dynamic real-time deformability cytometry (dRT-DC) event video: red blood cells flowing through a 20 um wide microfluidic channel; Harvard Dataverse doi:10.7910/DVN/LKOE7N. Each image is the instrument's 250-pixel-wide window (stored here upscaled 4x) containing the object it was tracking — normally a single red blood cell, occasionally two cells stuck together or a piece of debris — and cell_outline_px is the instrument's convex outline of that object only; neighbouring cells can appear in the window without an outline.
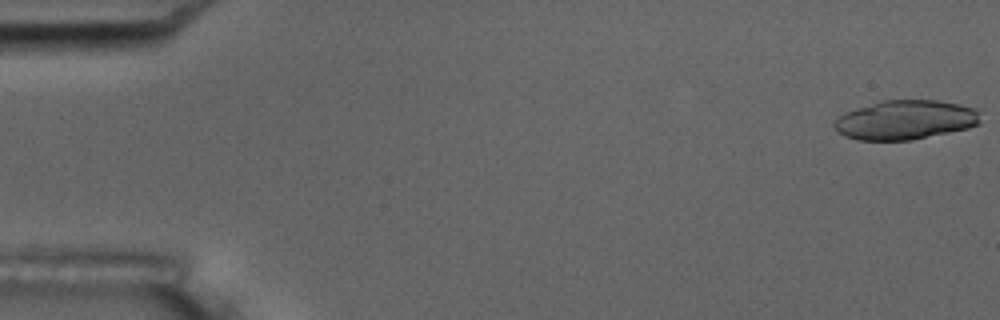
{"species": "common noctule bat (a hibernating species)", "species_latin": "Nyctalus noctula", "temperature_condition": "room temperature", "stored_images_in_passage": 6, "camera_frame_rate_fps": 3000, "um_per_image_px": 0.085, "animal": {"sex": "male", "body_mass_g": 17.5, "forearm_length_mm": 52.3}, "frame": {"image": 1, "passage_image": 1, "time_ms": 0.0, "image_size_px": [1000, 320], "cell_outline_px": [[980, 124], [968, 128], [912, 140], [856, 140], [844, 136], [836, 132], [832, 124], [844, 112], [856, 108], [884, 100], [936, 100], [960, 104], [976, 108], [980, 112]], "centroid_in_image_um": [76.96, 10.19], "position_along_channel_um": 8.0, "area_um2": 33.7}}